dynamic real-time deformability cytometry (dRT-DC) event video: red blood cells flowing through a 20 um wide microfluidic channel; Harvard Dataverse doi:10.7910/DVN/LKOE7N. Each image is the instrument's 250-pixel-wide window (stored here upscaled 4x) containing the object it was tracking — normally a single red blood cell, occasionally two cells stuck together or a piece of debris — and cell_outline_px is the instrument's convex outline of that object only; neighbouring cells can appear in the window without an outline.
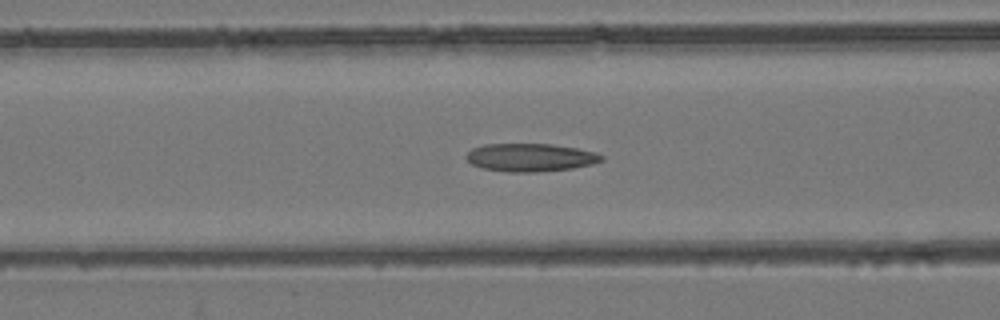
{"species": "common noctule bat (a hibernating species)", "species_latin": "Nyctalus noctula", "temperature_condition": "room temperature", "stored_images_in_passage": 53, "camera_frame_rate_fps": 3000, "um_per_image_px": 0.085, "animal": {"sex": "female", "body_mass_g": 24.6, "forearm_length_mm": 56.2}, "frame": {"image": 1, "passage_image": 22, "time_ms": 7.0, "image_size_px": [1000, 320], "cell_outline_px": [[604, 160], [592, 164], [572, 168], [536, 172], [508, 172], [480, 168], [472, 164], [464, 156], [472, 148], [484, 144], [552, 144], [576, 148], [596, 152], [604, 156]], "centroid_in_image_um": [45.07, 13.38], "position_along_channel_um": 121.5, "area_um2": 22.2}}
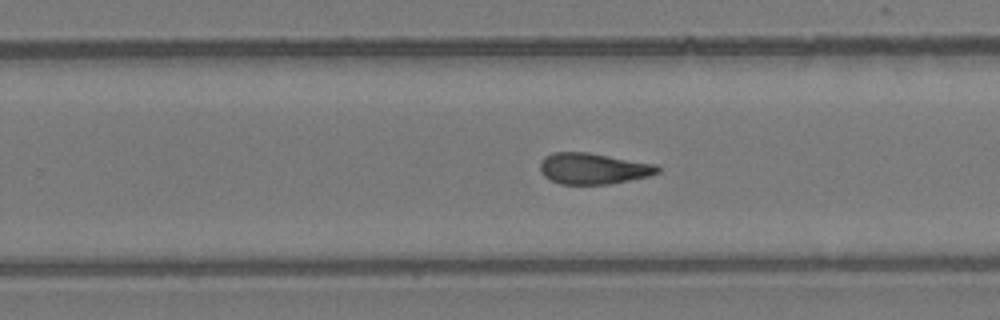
{"frame": {"image": 2, "passage_image": 34, "time_ms": 11.0, "image_size_px": [1000, 320], "cell_outline_px": [[660, 172], [648, 176], [608, 184], [560, 184], [544, 176], [540, 172], [540, 160], [544, 156], [552, 152], [588, 152], [656, 164], [660, 168]], "centroid_in_image_um": [50.39, 14.31], "position_along_channel_um": 279.4, "area_um2": 21.33}}
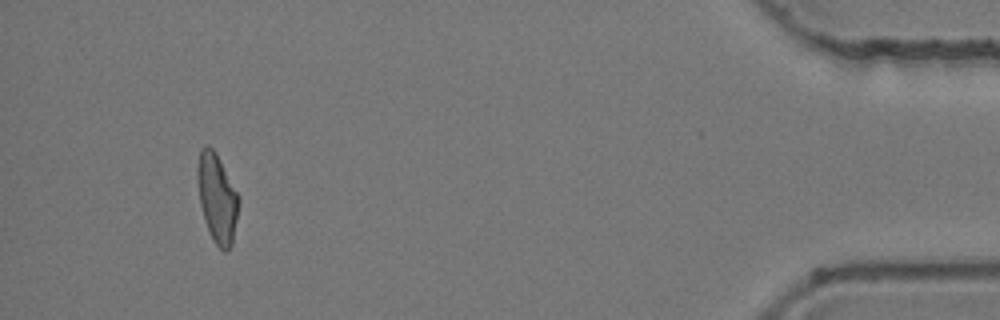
{"frame": {"image": 3, "passage_image": 50, "time_ms": 16.333, "image_size_px": [1000, 320], "cell_outline_px": [[240, 200], [232, 244], [228, 252], [224, 252], [212, 240], [204, 220], [200, 204], [196, 180], [196, 168], [200, 148], [208, 144], [216, 152], [240, 196]], "centroid_in_image_um": [18.44, 16.82], "position_along_channel_um": 416.8, "area_um2": 21.85}, "authors_computed_cell_mechanics": {"area_um2": 21.8484, "velocity_mm_per_s": 3.9492, "shape_relaxation_time_tau1_ms": null, "shape_relaxation_time_tau2_ms": 2.6199, "deformation_change_tau1": null, "deformation_change_tau2": 0.1132}}